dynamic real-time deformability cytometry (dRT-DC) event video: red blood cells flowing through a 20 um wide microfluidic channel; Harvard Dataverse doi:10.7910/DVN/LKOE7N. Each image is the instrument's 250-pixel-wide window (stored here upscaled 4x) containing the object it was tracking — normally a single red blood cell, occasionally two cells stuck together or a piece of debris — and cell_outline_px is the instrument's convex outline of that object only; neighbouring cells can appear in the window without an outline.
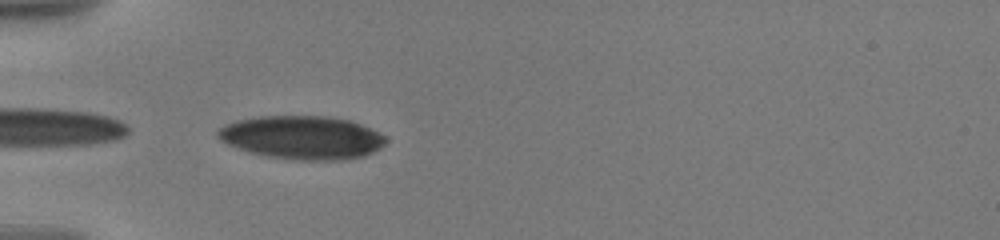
{"species": "human", "species_latin": "Homo sapiens", "temperature_condition": "warm", "stored_images_in_passage": 37, "camera_frame_rate_fps": 3000, "um_per_image_px": 0.085, "donor": {"sex": "male"}, "frame": {"image": 1, "passage_image": 1, "time_ms": 0.0, "image_size_px": [1000, 240], "cell_outline_px": [[384, 144], [380, 148], [364, 156], [348, 160], [300, 160], [268, 156], [252, 152], [228, 144], [220, 140], [216, 136], [216, 132], [224, 124], [236, 120], [260, 116], [328, 116], [348, 120], [360, 124], [384, 136]], "centroid_in_image_um": [25.65, 11.68], "position_along_channel_um": 59.3, "area_um2": 42.14}}
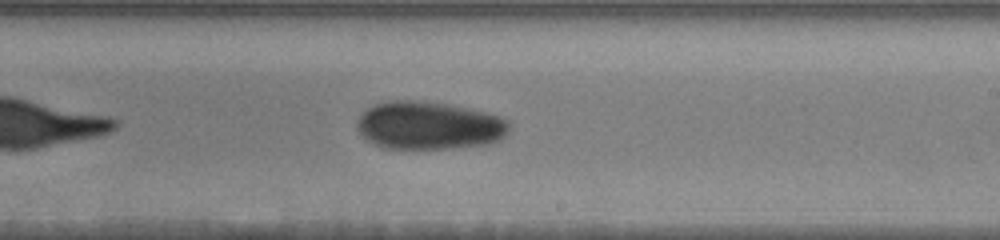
{"frame": {"image": 2, "passage_image": 18, "time_ms": 5.667, "image_size_px": [1000, 240], "cell_outline_px": [[508, 132], [500, 140], [488, 144], [452, 148], [388, 148], [376, 144], [368, 140], [356, 128], [356, 124], [360, 116], [368, 108], [376, 104], [388, 100], [412, 100], [448, 104], [468, 108], [500, 116], [508, 120]], "centroid_in_image_um": [36.48, 10.66], "position_along_channel_um": 252.5, "area_um2": 42.25}}
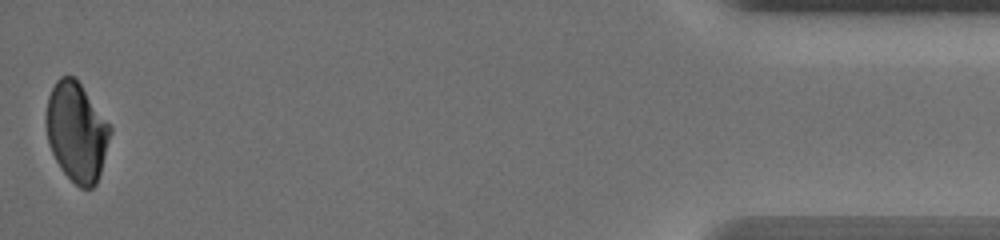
{"frame": {"image": 3, "passage_image": 37, "time_ms": 12.667, "image_size_px": [1000, 240], "cell_outline_px": [[112, 132], [100, 172], [96, 184], [92, 188], [80, 188], [60, 168], [48, 144], [44, 120], [48, 96], [56, 80], [60, 76], [76, 76], [112, 128]], "centroid_in_image_um": [6.49, 11.17], "position_along_channel_um": 428.7, "area_um2": 37.28}, "authors_computed_cell_mechanics": {"area_um2": 41.7894, "velocity_mm_per_s": 3.5911, "shape_relaxation_time_tau1_ms": 6.3186, "shape_relaxation_time_tau2_ms": null, "deformation_change_tau1": 0.1499, "deformation_change_tau2": null}}